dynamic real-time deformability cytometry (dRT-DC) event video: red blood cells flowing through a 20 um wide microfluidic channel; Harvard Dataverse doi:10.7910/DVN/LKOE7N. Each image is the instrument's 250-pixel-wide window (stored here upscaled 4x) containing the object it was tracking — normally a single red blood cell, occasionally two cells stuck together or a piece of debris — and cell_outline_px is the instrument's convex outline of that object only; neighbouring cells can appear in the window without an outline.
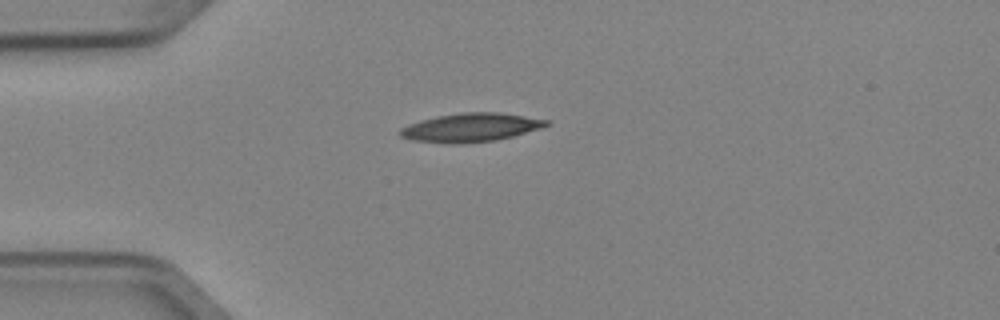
{"species": "Egyptian fruit bat (a non-hibernating species)", "species_latin": "Rousettus aegyptiacus", "temperature_condition": "cold", "stored_images_in_passage": 4, "camera_frame_rate_fps": 3000, "um_per_image_px": 0.085, "animal": {"sex": "female"}, "frame": {"image": 1, "passage_image": 1, "time_ms": 0.0, "image_size_px": [1000, 320], "cell_outline_px": [[552, 124], [540, 128], [512, 136], [496, 140], [460, 144], [448, 144], [412, 140], [400, 136], [400, 128], [408, 124], [420, 120], [436, 116], [460, 112], [500, 112], [548, 120]], "centroid_in_image_um": [39.99, 10.83], "position_along_channel_um": 45.0, "area_um2": 24.51}}
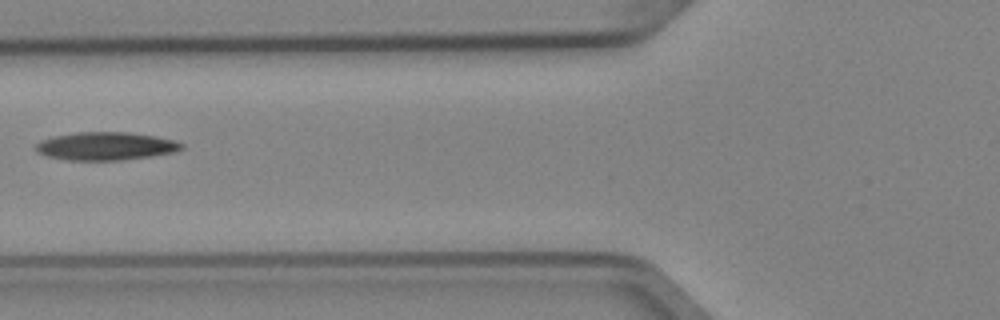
{"frame": {"image": 2, "passage_image": 3, "time_ms": 0.667, "image_size_px": [1000, 320], "cell_outline_px": [[184, 148], [176, 152], [152, 156], [120, 160], [68, 160], [48, 156], [36, 152], [36, 144], [40, 140], [56, 136], [76, 132], [128, 132], [156, 136], [176, 140], [184, 144]], "centroid_in_image_um": [9.04, 12.42], "position_along_channel_um": 116.8, "area_um2": 23.93}}
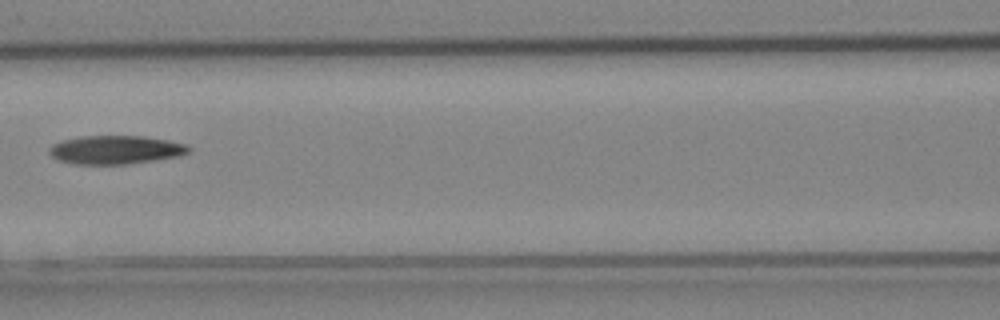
{"frame": {"image": 3, "passage_image": 4, "time_ms": 1.0, "image_size_px": [1000, 320], "cell_outline_px": [[192, 148], [188, 152], [180, 156], [128, 164], [76, 164], [56, 160], [48, 152], [48, 148], [52, 144], [64, 140], [84, 136], [144, 136], [168, 140], [188, 144]], "centroid_in_image_um": [9.84, 12.73], "position_along_channel_um": 156.8, "area_um2": 23.29}}